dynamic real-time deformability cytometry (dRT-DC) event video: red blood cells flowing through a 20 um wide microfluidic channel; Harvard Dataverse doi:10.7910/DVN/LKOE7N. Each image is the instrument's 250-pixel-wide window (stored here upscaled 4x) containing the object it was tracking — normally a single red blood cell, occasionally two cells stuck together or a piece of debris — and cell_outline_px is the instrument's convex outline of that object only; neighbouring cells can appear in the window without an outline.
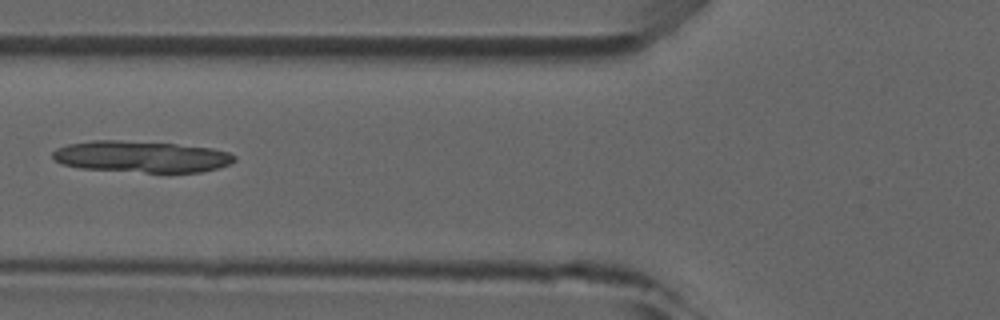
{"species": "common noctule bat (a hibernating species)", "species_latin": "Nyctalus noctula", "temperature_condition": "room temperature", "stored_images_in_passage": 5, "camera_frame_rate_fps": 3000, "um_per_image_px": 0.085, "animal": {"sex": "male", "forearm_length_mm": 52.5}, "frame": {"image": 1, "passage_image": 5, "time_ms": 4.667, "image_size_px": [1000, 320], "cell_outline_px": [[236, 160], [228, 164], [216, 168], [200, 172], [144, 172], [80, 168], [64, 164], [56, 160], [52, 156], [52, 152], [56, 148], [68, 144], [92, 140], [120, 140], [176, 144], [212, 148], [228, 152], [236, 156]], "centroid_in_image_um": [12.01, 13.31], "position_along_channel_um": 113.8, "area_um2": 33.12}}